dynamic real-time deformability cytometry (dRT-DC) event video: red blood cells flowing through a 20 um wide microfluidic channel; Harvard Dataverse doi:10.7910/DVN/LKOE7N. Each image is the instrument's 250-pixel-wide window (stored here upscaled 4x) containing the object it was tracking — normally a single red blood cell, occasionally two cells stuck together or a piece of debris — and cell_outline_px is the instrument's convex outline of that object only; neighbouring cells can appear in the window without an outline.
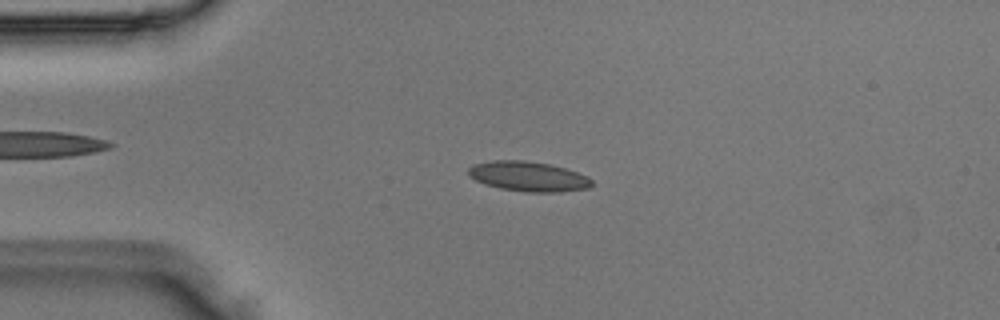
{"species": "Egyptian fruit bat (a non-hibernating species)", "species_latin": "Rousettus aegyptiacus", "temperature_condition": "room temperature", "stored_images_in_passage": 46, "camera_frame_rate_fps": 3000, "um_per_image_px": 0.085, "animal": {"sex": "male"}, "frame": {"image": 1, "passage_image": 9, "time_ms": 2.667, "image_size_px": [1000, 320], "cell_outline_px": [[592, 184], [588, 188], [560, 192], [524, 192], [500, 188], [484, 184], [468, 176], [468, 168], [472, 164], [492, 160], [524, 160], [552, 164], [588, 176], [592, 180]], "centroid_in_image_um": [44.88, 14.99], "position_along_channel_um": 40.1, "area_um2": 21.68}}
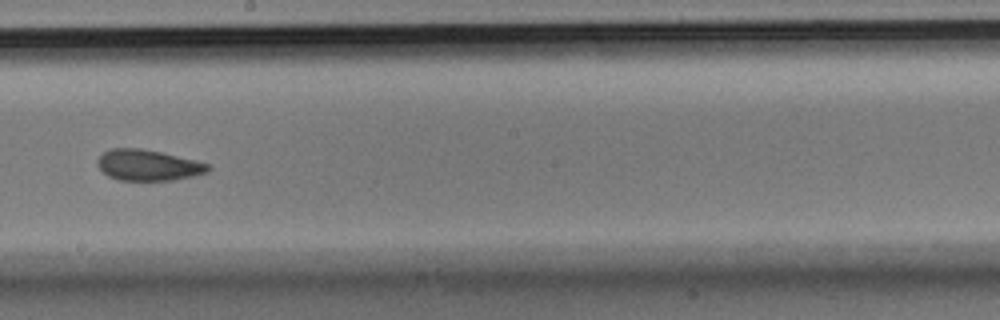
{"frame": {"image": 2, "passage_image": 25, "time_ms": 8.0, "image_size_px": [1000, 320], "cell_outline_px": [[212, 168], [208, 172], [192, 176], [172, 180], [120, 180], [108, 176], [96, 164], [96, 160], [104, 152], [112, 148], [140, 148], [160, 152], [208, 164]], "centroid_in_image_um": [12.56, 14.04], "position_along_channel_um": 235.6, "area_um2": 19.65}}
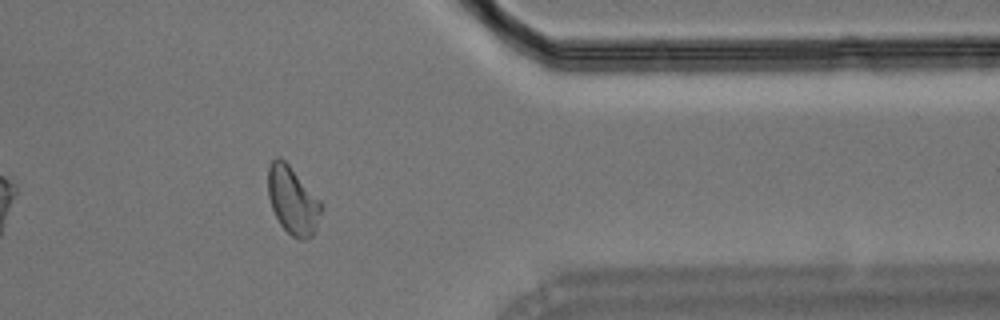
{"frame": {"image": 3, "passage_image": 37, "time_ms": 12.0, "image_size_px": [1000, 320], "cell_outline_px": [[324, 208], [316, 232], [308, 240], [300, 240], [292, 236], [280, 224], [272, 208], [268, 196], [268, 164], [276, 156], [280, 156], [288, 164], [324, 204]], "centroid_in_image_um": [24.92, 17.06], "position_along_channel_um": 386.5, "area_um2": 21.39}}